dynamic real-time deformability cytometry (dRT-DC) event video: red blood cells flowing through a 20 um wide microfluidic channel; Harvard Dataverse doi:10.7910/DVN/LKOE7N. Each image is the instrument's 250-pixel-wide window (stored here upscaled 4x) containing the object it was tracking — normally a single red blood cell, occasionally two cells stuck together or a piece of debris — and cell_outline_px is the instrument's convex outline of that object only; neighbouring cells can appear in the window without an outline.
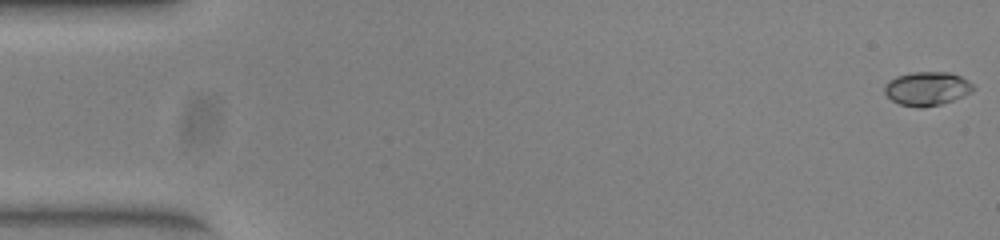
{"species": "common noctule bat (a hibernating species)", "species_latin": "Nyctalus noctula", "temperature_condition": "warm", "stored_images_in_passage": 52, "camera_frame_rate_fps": 3000, "um_per_image_px": 0.085, "animal": {"sex": "female", "body_mass_g": 23.0, "forearm_length_mm": 53.4}, "frame": {"image": 1, "passage_image": 1, "time_ms": 0.0, "image_size_px": [1000, 240], "cell_outline_px": [[976, 88], [972, 92], [964, 96], [940, 104], [920, 108], [900, 104], [892, 100], [884, 92], [884, 84], [888, 80], [896, 76], [912, 72], [952, 72], [968, 80]], "centroid_in_image_um": [78.8, 7.52], "position_along_channel_um": 6.2, "area_um2": 17.57}}
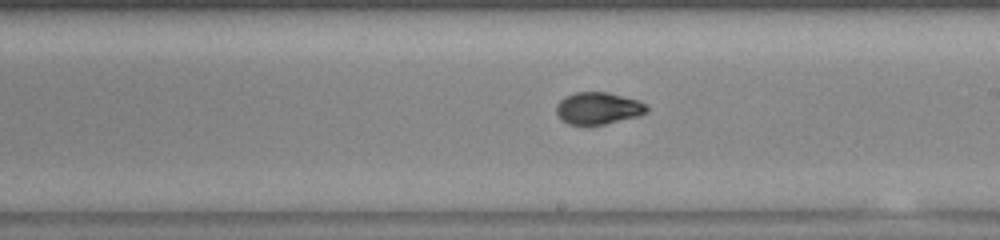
{"frame": {"image": 2, "passage_image": 30, "time_ms": 9.667, "image_size_px": [1000, 240], "cell_outline_px": [[648, 112], [640, 116], [604, 124], [568, 124], [560, 120], [556, 112], [556, 104], [564, 96], [576, 92], [608, 92], [640, 100], [648, 108]], "centroid_in_image_um": [50.84, 9.19], "position_along_channel_um": 238.2, "area_um2": 17.05}}
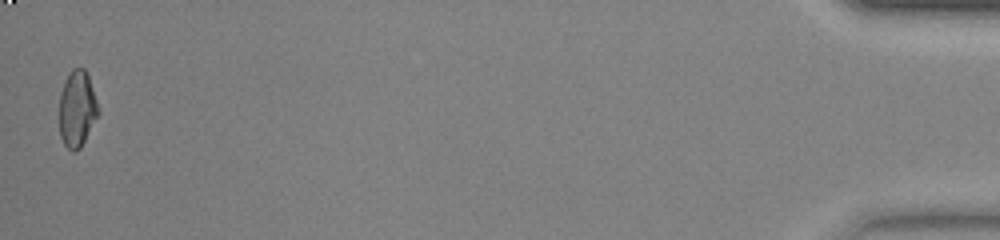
{"frame": {"image": 3, "passage_image": 52, "time_ms": 17.0, "image_size_px": [1000, 240], "cell_outline_px": [[100, 112], [80, 148], [76, 152], [72, 152], [64, 144], [60, 136], [60, 92], [68, 72], [72, 68], [84, 68], [88, 76]], "centroid_in_image_um": [6.54, 9.25], "position_along_channel_um": 428.7, "area_um2": 17.22}, "authors_computed_cell_mechanics": {"area_um2": 17.1666, "velocity_mm_per_s": 3.9437, "shape_relaxation_time_tau1_ms": 5.4611, "shape_relaxation_time_tau2_ms": null, "deformation_change_tau1": 0.1897, "deformation_change_tau2": null}}